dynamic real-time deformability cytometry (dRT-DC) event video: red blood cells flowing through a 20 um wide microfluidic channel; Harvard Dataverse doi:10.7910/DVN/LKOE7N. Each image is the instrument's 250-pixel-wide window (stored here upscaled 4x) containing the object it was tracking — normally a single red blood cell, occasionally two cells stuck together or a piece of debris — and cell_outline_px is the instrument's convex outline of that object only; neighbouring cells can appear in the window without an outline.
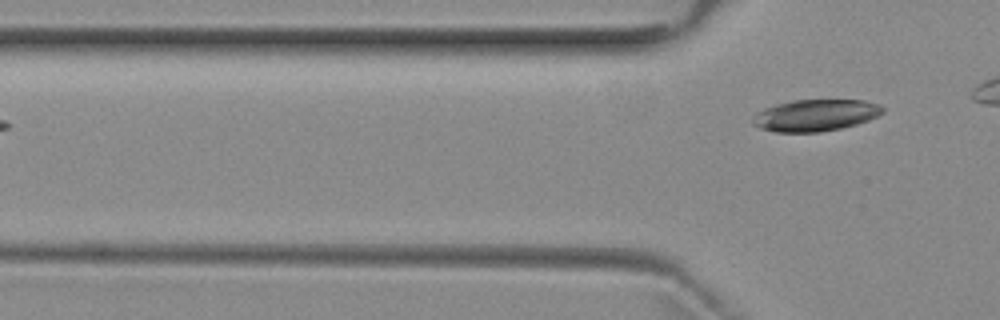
{"species": "common noctule bat (a hibernating species)", "species_latin": "Nyctalus noctula", "temperature_condition": "room temperature", "stored_images_in_passage": 4, "camera_frame_rate_fps": 3000, "um_per_image_px": 0.085, "animal": {"sex": "female", "body_mass_g": 29.2, "forearm_length_mm": 56.3}, "frame": {"image": 1, "passage_image": 4, "time_ms": 3.667, "image_size_px": [1000, 320], "cell_outline_px": [[884, 112], [868, 120], [856, 124], [840, 128], [820, 132], [776, 132], [760, 128], [752, 124], [752, 116], [756, 112], [764, 108], [776, 104], [792, 100], [864, 100], [880, 104], [884, 108]], "centroid_in_image_um": [69.28, 9.79], "position_along_channel_um": 56.5, "area_um2": 24.1}}